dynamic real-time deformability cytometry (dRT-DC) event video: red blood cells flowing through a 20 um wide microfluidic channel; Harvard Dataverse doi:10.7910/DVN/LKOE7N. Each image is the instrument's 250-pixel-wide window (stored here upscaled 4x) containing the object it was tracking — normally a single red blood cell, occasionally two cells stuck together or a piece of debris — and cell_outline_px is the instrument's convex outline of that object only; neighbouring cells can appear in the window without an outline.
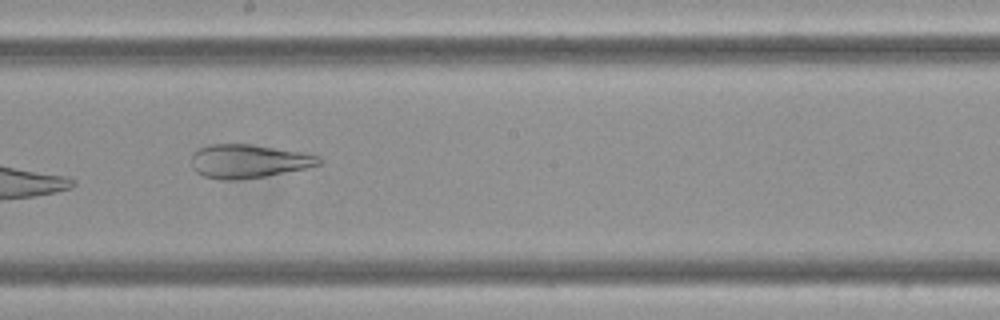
{"species": "Egyptian fruit bat (a non-hibernating species)", "species_latin": "Rousettus aegyptiacus", "temperature_condition": "cold", "stored_images_in_passage": 10, "camera_frame_rate_fps": 3000, "um_per_image_px": 0.085, "frame": {"image": 1, "passage_image": 10, "time_ms": 3.0, "image_size_px": [1000, 320], "cell_outline_px": [[324, 160], [320, 164], [304, 168], [264, 176], [236, 180], [224, 180], [204, 176], [196, 172], [192, 168], [192, 156], [200, 148], [208, 144], [248, 144], [304, 152], [320, 156]], "centroid_in_image_um": [21.13, 13.69], "position_along_channel_um": 227.1, "area_um2": 24.8}}